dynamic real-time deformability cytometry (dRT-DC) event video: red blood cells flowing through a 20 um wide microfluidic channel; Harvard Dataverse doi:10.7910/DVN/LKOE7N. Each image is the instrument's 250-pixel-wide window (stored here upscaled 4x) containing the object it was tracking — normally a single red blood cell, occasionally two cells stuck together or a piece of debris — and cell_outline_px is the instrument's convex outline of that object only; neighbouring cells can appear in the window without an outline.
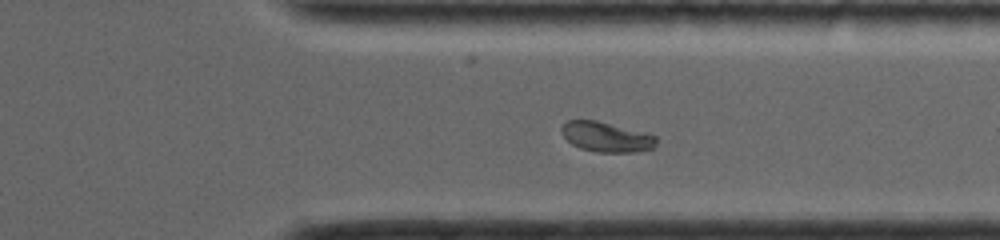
{"species": "common noctule bat (a hibernating species)", "species_latin": "Nyctalus noctula", "temperature_condition": "room temperature", "stored_images_in_passage": 46, "camera_frame_rate_fps": 4000, "um_per_image_px": 0.085, "animal": {"sex": "female", "body_mass_g": 19.0, "forearm_length_mm": 56.7}, "frame": {"image": 1, "passage_image": 32, "time_ms": 10.75, "image_size_px": [1000, 240], "cell_outline_px": [[656, 144], [652, 148], [636, 152], [596, 152], [580, 148], [572, 144], [560, 132], [560, 128], [568, 120], [596, 120], [648, 132], [656, 136]], "centroid_in_image_um": [51.55, 11.63], "position_along_channel_um": 359.8, "area_um2": 16.7}, "authors_computed_cell_mechanics": {"area_um2": 17.2533, "velocity_mm_per_s": 4.0592, "shape_relaxation_time_tau1_ms": 3.9463, "shape_relaxation_time_tau2_ms": null, "deformation_change_tau1": 0.1791, "deformation_change_tau2": null}}